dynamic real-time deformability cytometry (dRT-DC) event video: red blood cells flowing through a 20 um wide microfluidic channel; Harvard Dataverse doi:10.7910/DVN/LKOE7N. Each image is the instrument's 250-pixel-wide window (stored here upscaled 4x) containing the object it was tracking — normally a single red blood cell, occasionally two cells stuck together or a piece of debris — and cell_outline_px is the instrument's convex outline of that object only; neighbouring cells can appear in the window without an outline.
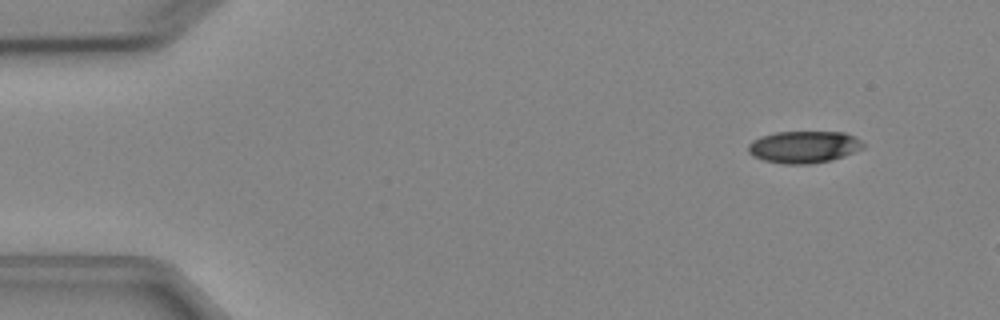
{"species": "Egyptian fruit bat (a non-hibernating species)", "species_latin": "Rousettus aegyptiacus", "temperature_condition": "cold", "stored_images_in_passage": 3, "camera_frame_rate_fps": 3000, "um_per_image_px": 0.085, "animal": {"sex": "female"}, "frame": {"image": 1, "passage_image": 1, "time_ms": 0.0, "image_size_px": [1000, 320], "cell_outline_px": [[864, 148], [844, 156], [832, 160], [808, 164], [784, 164], [764, 160], [752, 156], [748, 152], [748, 144], [752, 140], [760, 136], [776, 132], [844, 132], [860, 140], [864, 144]], "centroid_in_image_um": [68.3, 12.49], "position_along_channel_um": 16.7, "area_um2": 21.5}}